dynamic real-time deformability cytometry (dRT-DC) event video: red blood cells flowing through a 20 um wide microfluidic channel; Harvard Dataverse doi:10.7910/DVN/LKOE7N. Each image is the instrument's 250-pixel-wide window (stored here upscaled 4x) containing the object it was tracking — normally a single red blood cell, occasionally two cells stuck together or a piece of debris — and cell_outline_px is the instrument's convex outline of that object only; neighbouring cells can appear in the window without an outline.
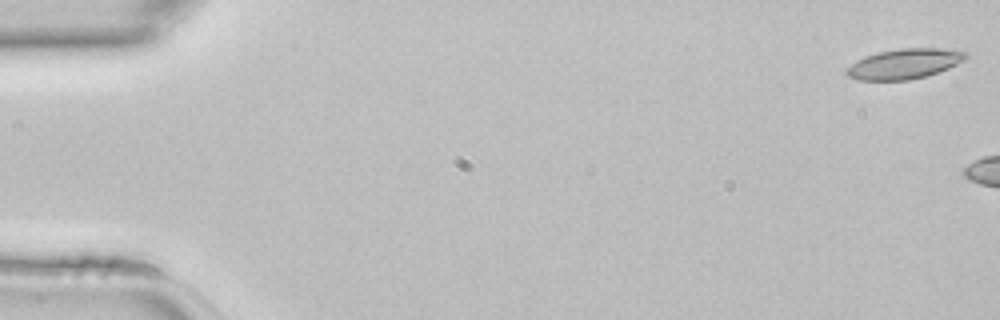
{"species": "common noctule bat (a hibernating species)", "species_latin": "Nyctalus noctula", "temperature_condition": "room temperature", "stored_images_in_passage": 5, "camera_frame_rate_fps": 3000, "um_per_image_px": 0.085, "animal": {"sex": "female", "body_mass_g": 22.7, "forearm_length_mm": 54.2}, "frame": {"image": 1, "passage_image": 1, "time_ms": 0.0, "image_size_px": [1000, 320], "cell_outline_px": [[968, 56], [964, 60], [948, 68], [924, 76], [908, 80], [860, 80], [848, 76], [844, 72], [856, 60], [864, 56], [876, 52], [900, 48], [940, 48], [968, 52]], "centroid_in_image_um": [76.85, 5.41], "position_along_channel_um": 8.1, "area_um2": 20.81}}